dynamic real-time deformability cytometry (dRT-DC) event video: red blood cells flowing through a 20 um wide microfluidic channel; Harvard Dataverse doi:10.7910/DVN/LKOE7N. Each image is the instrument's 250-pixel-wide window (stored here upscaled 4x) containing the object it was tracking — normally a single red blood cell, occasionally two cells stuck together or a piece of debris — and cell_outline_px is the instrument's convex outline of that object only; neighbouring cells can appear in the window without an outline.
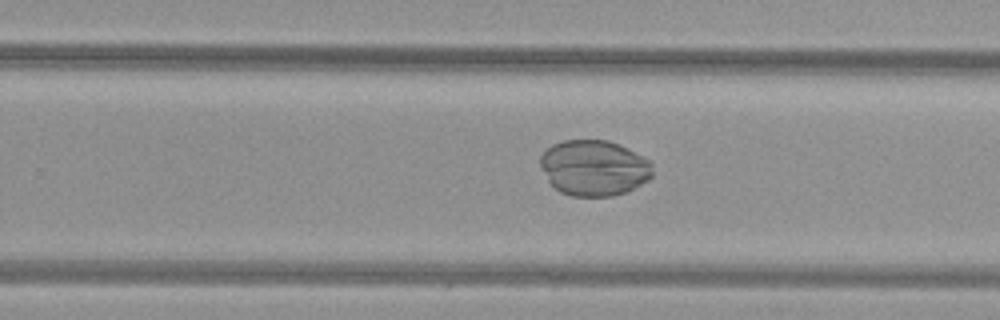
{"species": "common noctule bat (a hibernating species)", "species_latin": "Nyctalus noctula", "temperature_condition": "warm", "stored_images_in_passage": 52, "camera_frame_rate_fps": 3000, "um_per_image_px": 0.085, "animal": {"sex": "female", "body_mass_g": 29.2, "forearm_length_mm": 56.3}, "frame": {"image": 1, "passage_image": 34, "time_ms": 11.0, "image_size_px": [1000, 320], "cell_outline_px": [[652, 176], [648, 180], [628, 192], [612, 196], [572, 196], [560, 192], [548, 180], [540, 164], [540, 156], [552, 144], [564, 140], [608, 140], [648, 160], [652, 164]], "centroid_in_image_um": [50.48, 14.29], "position_along_channel_um": 279.3, "area_um2": 36.13}}